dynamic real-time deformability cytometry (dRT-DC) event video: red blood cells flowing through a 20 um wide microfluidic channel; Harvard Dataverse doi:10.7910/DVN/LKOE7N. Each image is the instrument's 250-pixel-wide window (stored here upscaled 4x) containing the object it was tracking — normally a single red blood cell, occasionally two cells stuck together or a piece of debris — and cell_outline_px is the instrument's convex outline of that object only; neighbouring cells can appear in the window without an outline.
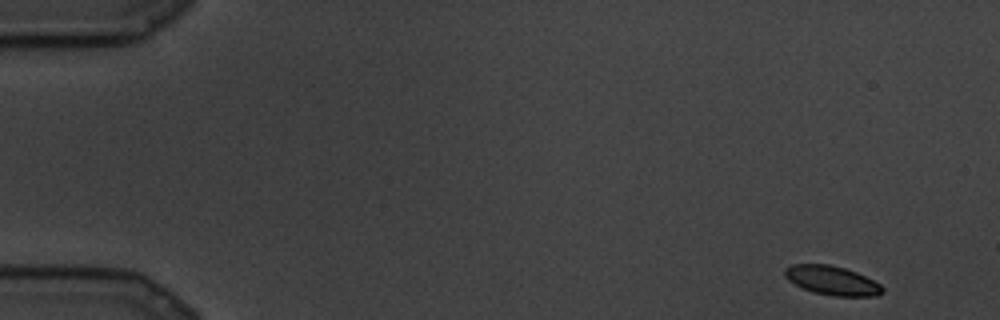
{"species": "common noctule bat (a hibernating species)", "species_latin": "Nyctalus noctula", "temperature_condition": "cold", "stored_images_in_passage": 79, "camera_frame_rate_fps": 3000, "um_per_image_px": 0.085, "animal": {"sex": "male", "body_mass_g": 19.5, "forearm_length_mm": 54.6}, "frame": {"image": 1, "passage_image": 1, "time_ms": 0.0, "image_size_px": [1000, 320], "cell_outline_px": [[884, 292], [876, 296], [832, 296], [812, 292], [788, 280], [784, 276], [784, 268], [792, 264], [828, 264], [844, 268], [856, 272], [880, 284], [884, 288]], "centroid_in_image_um": [70.71, 23.84], "position_along_channel_um": 14.3, "area_um2": 16.53}}
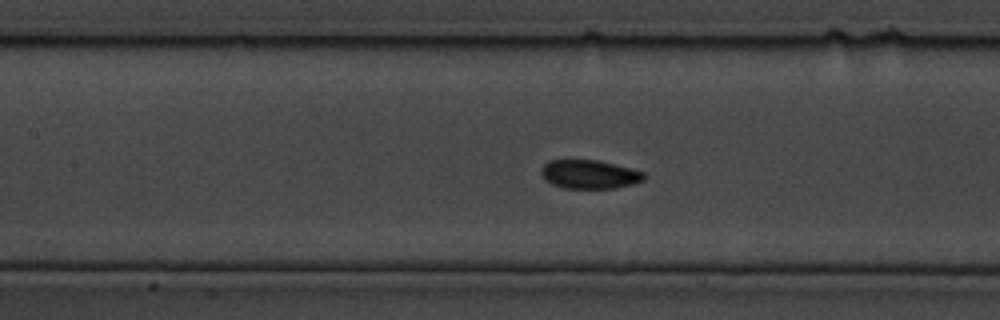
{"frame": {"image": 2, "passage_image": 36, "time_ms": 11.667, "image_size_px": [1000, 320], "cell_outline_px": [[644, 180], [632, 184], [616, 188], [564, 188], [552, 184], [544, 180], [540, 172], [544, 164], [548, 160], [596, 160], [644, 172]], "centroid_in_image_um": [50.05, 14.82], "position_along_channel_um": 157.3, "area_um2": 17.05}}
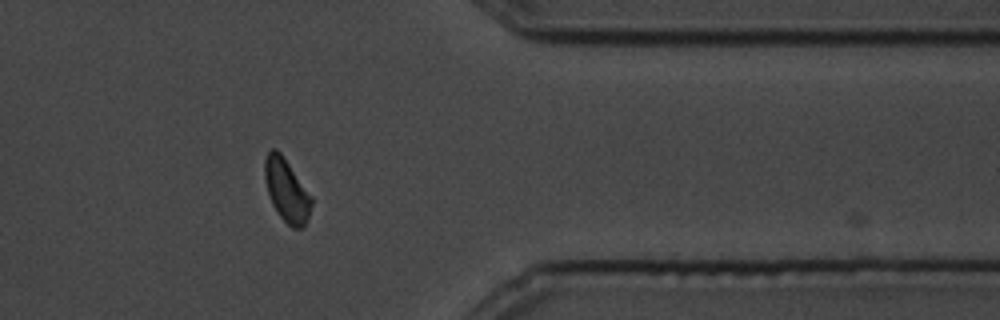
{"frame": {"image": 3, "passage_image": 68, "time_ms": 22.333, "image_size_px": [1000, 320], "cell_outline_px": [[312, 204], [308, 216], [304, 224], [300, 228], [292, 228], [280, 216], [272, 204], [268, 192], [264, 176], [264, 160], [268, 152], [272, 148], [276, 148], [280, 152], [312, 196]], "centroid_in_image_um": [24.35, 16.16], "position_along_channel_um": 387.1, "area_um2": 16.88}}